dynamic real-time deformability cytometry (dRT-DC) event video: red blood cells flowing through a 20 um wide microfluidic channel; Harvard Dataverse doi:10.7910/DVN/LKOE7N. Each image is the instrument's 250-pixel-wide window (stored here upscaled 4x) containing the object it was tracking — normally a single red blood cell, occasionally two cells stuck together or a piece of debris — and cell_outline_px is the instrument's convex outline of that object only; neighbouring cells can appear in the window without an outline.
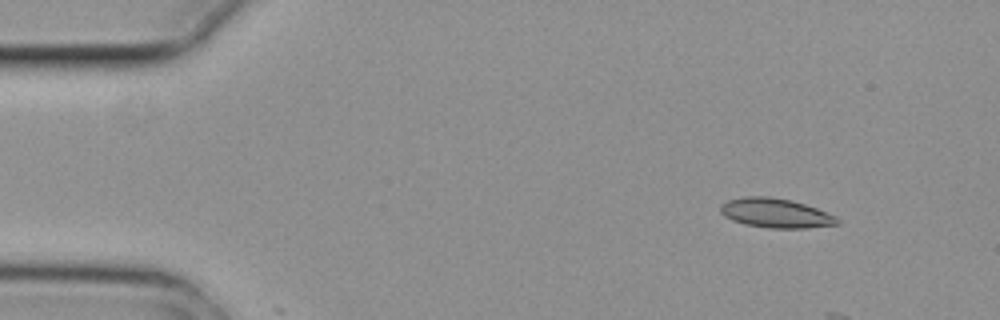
{"species": "common noctule bat (a hibernating species)", "species_latin": "Nyctalus noctula", "temperature_condition": "cold", "stored_images_in_passage": 6, "camera_frame_rate_fps": 3000, "um_per_image_px": 0.085, "animal": {"sex": "female", "body_mass_g": 29.2, "forearm_length_mm": 56.3}, "frame": {"image": 1, "passage_image": 2, "time_ms": 0.333, "image_size_px": [1000, 320], "cell_outline_px": [[840, 224], [808, 228], [768, 228], [744, 224], [732, 220], [724, 216], [720, 212], [720, 204], [728, 200], [744, 196], [768, 196], [792, 200], [816, 208], [836, 216], [840, 220]], "centroid_in_image_um": [65.92, 18.11], "position_along_channel_um": 19.1, "area_um2": 20.17}}